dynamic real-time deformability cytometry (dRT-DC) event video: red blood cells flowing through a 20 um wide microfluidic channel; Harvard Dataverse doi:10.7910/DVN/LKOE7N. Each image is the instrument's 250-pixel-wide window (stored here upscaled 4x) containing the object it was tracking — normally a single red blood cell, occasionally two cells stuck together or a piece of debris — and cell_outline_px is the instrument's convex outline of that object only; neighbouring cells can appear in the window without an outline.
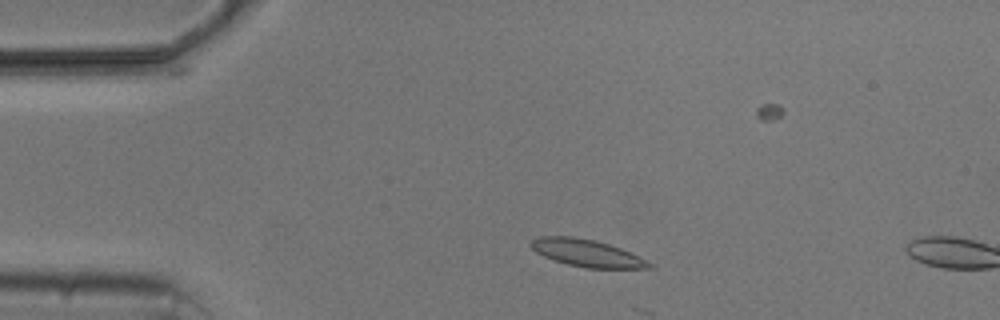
{"species": "common noctule bat (a hibernating species)", "species_latin": "Nyctalus noctula", "temperature_condition": "cold", "stored_images_in_passage": 4, "camera_frame_rate_fps": 3000, "um_per_image_px": 0.085, "animal": {"sex": "male", "body_mass_g": 20.5, "forearm_length_mm": 52.5}, "frame": {"image": 1, "passage_image": 2, "time_ms": 1.667, "image_size_px": [1000, 320], "cell_outline_px": [[656, 268], [584, 268], [568, 264], [544, 256], [536, 252], [528, 244], [532, 240], [540, 236], [572, 236], [596, 240], [620, 248], [652, 264]], "centroid_in_image_um": [49.84, 21.5], "position_along_channel_um": 35.2, "area_um2": 18.5}}